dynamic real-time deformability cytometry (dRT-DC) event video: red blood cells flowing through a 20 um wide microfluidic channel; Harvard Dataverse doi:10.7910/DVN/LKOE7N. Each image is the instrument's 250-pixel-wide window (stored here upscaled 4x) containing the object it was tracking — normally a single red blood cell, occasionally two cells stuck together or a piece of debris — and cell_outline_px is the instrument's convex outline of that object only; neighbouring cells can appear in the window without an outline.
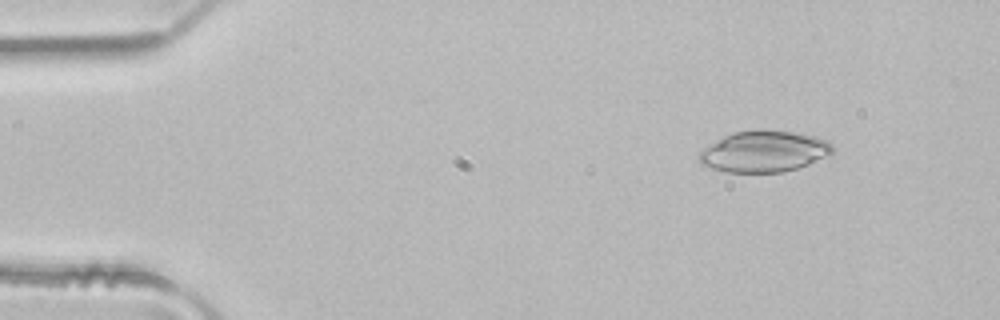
{"species": "common noctule bat (a hibernating species)", "species_latin": "Nyctalus noctula", "temperature_condition": "room temperature", "stored_images_in_passage": 4, "camera_frame_rate_fps": 3000, "um_per_image_px": 0.085, "animal": {"sex": "male", "body_mass_g": 21.5, "forearm_length_mm": 52.0}, "frame": {"image": 1, "passage_image": 4, "time_ms": 1.0, "image_size_px": [1000, 320], "cell_outline_px": [[836, 148], [828, 156], [808, 164], [796, 168], [780, 172], [724, 172], [700, 164], [696, 160], [696, 156], [704, 148], [724, 136], [732, 132], [756, 128], [760, 128], [792, 132], [816, 136], [832, 144]], "centroid_in_image_um": [64.91, 12.86], "position_along_channel_um": 20.1, "area_um2": 32.37}}